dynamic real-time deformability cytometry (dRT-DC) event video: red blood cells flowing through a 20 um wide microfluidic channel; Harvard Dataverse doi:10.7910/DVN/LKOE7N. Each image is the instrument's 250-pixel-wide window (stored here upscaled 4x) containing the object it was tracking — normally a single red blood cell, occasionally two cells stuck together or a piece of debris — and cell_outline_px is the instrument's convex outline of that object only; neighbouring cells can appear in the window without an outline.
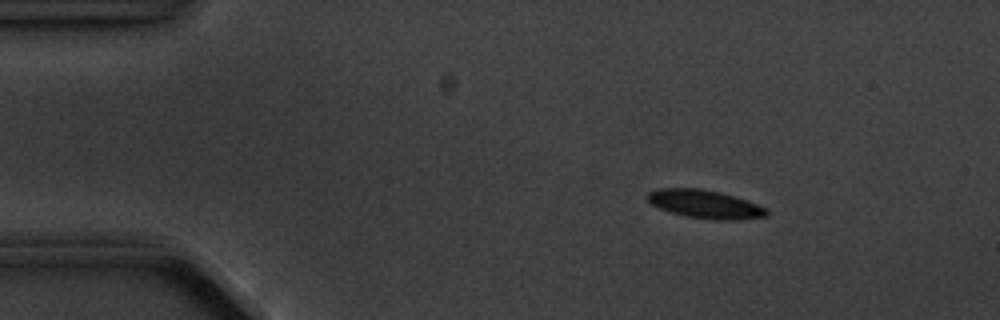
{"species": "common noctule bat (a hibernating species)", "species_latin": "Nyctalus noctula", "temperature_condition": "cold", "stored_images_in_passage": 5, "camera_frame_rate_fps": 3000, "um_per_image_px": 0.085, "animal": {"sex": "male", "body_mass_g": 20.1, "forearm_length_mm": 53.5}, "frame": {"image": 1, "passage_image": 3, "time_ms": 2.333, "image_size_px": [1000, 320], "cell_outline_px": [[768, 216], [740, 220], [716, 220], [688, 216], [672, 212], [660, 208], [652, 204], [644, 196], [648, 192], [656, 188], [700, 188], [720, 192], [768, 208]], "centroid_in_image_um": [59.92, 17.35], "position_along_channel_um": 25.1, "area_um2": 19.59}}